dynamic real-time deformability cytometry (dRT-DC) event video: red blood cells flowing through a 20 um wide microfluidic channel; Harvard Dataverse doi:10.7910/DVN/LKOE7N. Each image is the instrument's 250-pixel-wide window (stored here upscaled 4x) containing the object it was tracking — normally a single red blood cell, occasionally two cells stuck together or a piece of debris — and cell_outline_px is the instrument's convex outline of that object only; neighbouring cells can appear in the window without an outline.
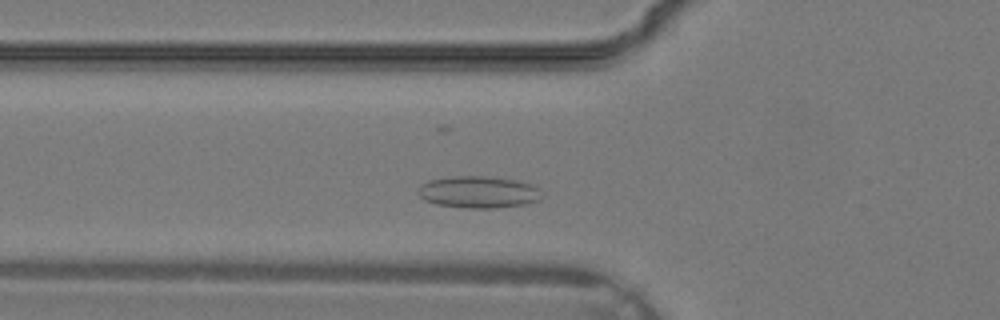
{"species": "common noctule bat (a hibernating species)", "species_latin": "Nyctalus noctula", "temperature_condition": "warm", "stored_images_in_passage": 23, "camera_frame_rate_fps": 3000, "um_per_image_px": 0.085, "animal": {"sex": "male", "body_mass_g": 19.2, "forearm_length_mm": 51.8}, "frame": {"image": 1, "passage_image": 3, "time_ms": 0.667, "image_size_px": [1000, 320], "cell_outline_px": [[540, 200], [524, 204], [492, 208], [468, 208], [436, 204], [424, 200], [416, 192], [420, 184], [428, 180], [452, 176], [484, 176], [520, 180], [536, 188], [540, 196]], "centroid_in_image_um": [40.59, 16.32], "position_along_channel_um": 85.2, "area_um2": 22.89}}
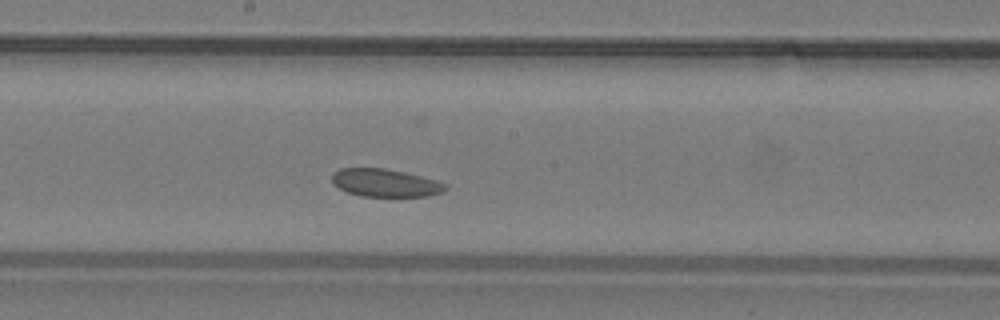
{"frame": {"image": 2, "passage_image": 10, "time_ms": 3.0, "image_size_px": [1000, 320], "cell_outline_px": [[448, 188], [440, 192], [428, 196], [360, 196], [348, 192], [340, 188], [332, 180], [332, 172], [340, 168], [384, 168], [404, 172], [436, 180], [448, 184]], "centroid_in_image_um": [32.75, 15.54], "position_along_channel_um": 215.5, "area_um2": 18.26}}
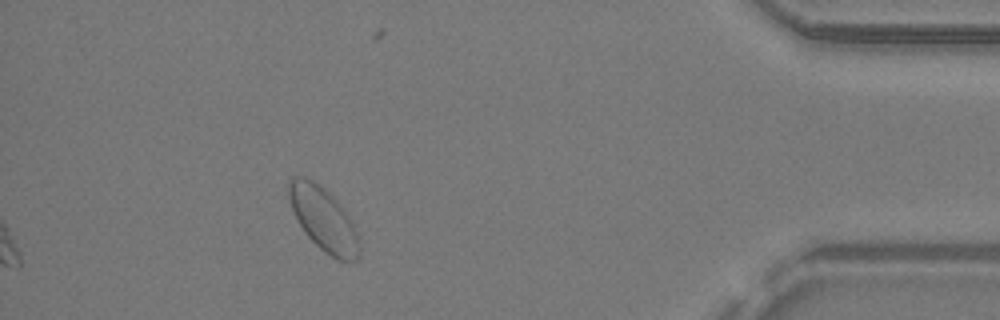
{"frame": {"image": 3, "passage_image": 23, "time_ms": 7.333, "image_size_px": [1000, 320], "cell_outline_px": [[360, 256], [356, 260], [336, 260], [320, 248], [304, 232], [292, 208], [288, 196], [288, 180], [292, 176], [304, 176], [312, 180], [324, 188], [336, 200], [348, 216], [356, 232], [360, 248]], "centroid_in_image_um": [27.48, 18.61], "position_along_channel_um": 407.7, "area_um2": 25.66}}